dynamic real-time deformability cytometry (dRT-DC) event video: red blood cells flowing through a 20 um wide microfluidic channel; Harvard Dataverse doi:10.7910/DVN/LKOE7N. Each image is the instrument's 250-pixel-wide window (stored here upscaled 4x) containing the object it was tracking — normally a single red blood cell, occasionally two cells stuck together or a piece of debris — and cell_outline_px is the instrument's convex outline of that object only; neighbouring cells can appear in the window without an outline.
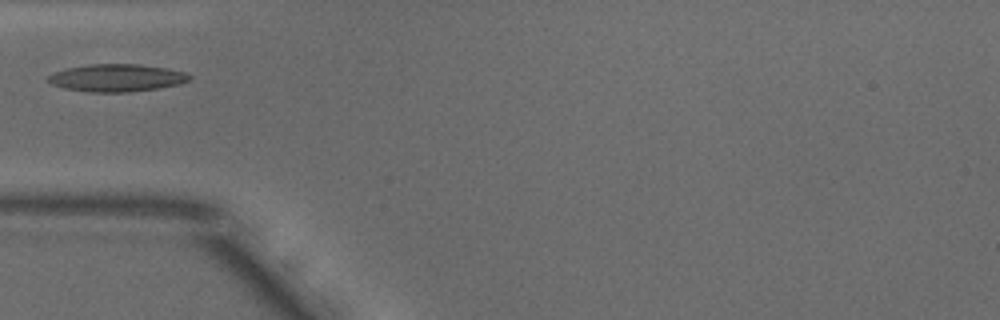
{"species": "common noctule bat (a hibernating species)", "species_latin": "Nyctalus noctula", "temperature_condition": "warm", "stored_images_in_passage": 2, "camera_frame_rate_fps": 3000, "um_per_image_px": 0.085, "animal": {"sex": "male", "body_mass_g": 18.8}, "frame": {"image": 1, "passage_image": 1, "time_ms": 0.0, "image_size_px": [1000, 320], "cell_outline_px": [[192, 76], [188, 80], [180, 84], [160, 88], [128, 92], [92, 92], [64, 88], [52, 84], [48, 80], [48, 76], [52, 72], [68, 68], [88, 64], [136, 64], [168, 68], [184, 72]], "centroid_in_image_um": [9.93, 6.61], "position_along_channel_um": 75.1, "area_um2": 22.6}}